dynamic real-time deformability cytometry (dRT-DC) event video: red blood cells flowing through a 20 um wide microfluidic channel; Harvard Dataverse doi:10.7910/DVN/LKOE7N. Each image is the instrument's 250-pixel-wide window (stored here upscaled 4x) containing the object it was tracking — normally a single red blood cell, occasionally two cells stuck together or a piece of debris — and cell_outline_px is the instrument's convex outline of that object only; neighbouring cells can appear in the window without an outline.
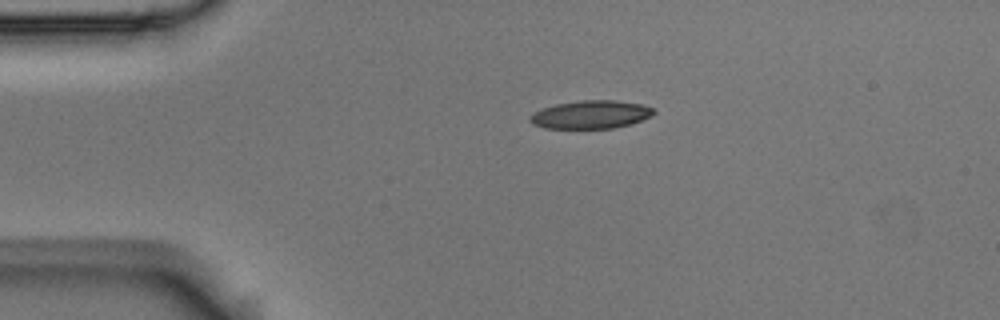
{"species": "Egyptian fruit bat (a non-hibernating species)", "species_latin": "Rousettus aegyptiacus", "temperature_condition": "room temperature", "stored_images_in_passage": 2, "camera_frame_rate_fps": 3000, "um_per_image_px": 0.085, "animal": {"sex": "male"}, "frame": {"image": 1, "passage_image": 1, "time_ms": 0.0, "image_size_px": [1000, 320], "cell_outline_px": [[656, 112], [652, 116], [632, 124], [612, 128], [544, 128], [532, 124], [528, 120], [528, 116], [532, 112], [556, 104], [580, 100], [616, 100], [644, 104], [656, 108]], "centroid_in_image_um": [50.25, 9.73], "position_along_channel_um": 34.8, "area_um2": 20.63}}